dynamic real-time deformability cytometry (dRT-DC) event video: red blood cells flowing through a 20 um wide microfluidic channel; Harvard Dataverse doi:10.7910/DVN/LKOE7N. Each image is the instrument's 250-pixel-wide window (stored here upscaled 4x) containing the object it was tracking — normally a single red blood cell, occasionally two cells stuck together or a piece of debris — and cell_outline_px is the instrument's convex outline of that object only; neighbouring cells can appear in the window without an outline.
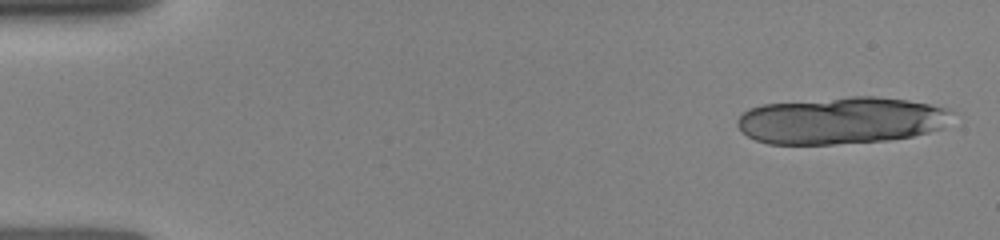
{"species": "human", "species_latin": "Homo sapiens", "temperature_condition": "room temperature", "stored_images_in_passage": 9, "camera_frame_rate_fps": 3000, "um_per_image_px": 0.085, "donor": {"sex": "female"}, "frame": {"image": 1, "passage_image": 1, "time_ms": 0.0, "image_size_px": [1000, 240], "cell_outline_px": [[956, 112], [944, 128], [912, 136], [888, 140], [832, 144], [768, 144], [756, 140], [748, 136], [736, 124], [736, 120], [748, 108], [764, 104], [848, 96], [876, 96], [908, 100], [948, 108]], "centroid_in_image_um": [71.54, 10.23], "position_along_channel_um": 13.5, "area_um2": 59.13}}
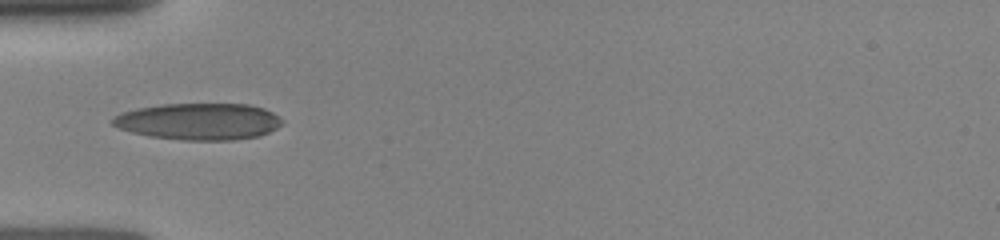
{"frame": {"image": 2, "passage_image": 8, "time_ms": 4.667, "image_size_px": [1000, 240], "cell_outline_px": [[284, 124], [260, 136], [232, 140], [184, 140], [148, 136], [132, 132], [120, 128], [112, 124], [112, 116], [136, 108], [160, 104], [248, 104], [264, 108], [280, 116], [284, 120]], "centroid_in_image_um": [16.93, 10.32], "position_along_channel_um": 68.1, "area_um2": 36.41}}